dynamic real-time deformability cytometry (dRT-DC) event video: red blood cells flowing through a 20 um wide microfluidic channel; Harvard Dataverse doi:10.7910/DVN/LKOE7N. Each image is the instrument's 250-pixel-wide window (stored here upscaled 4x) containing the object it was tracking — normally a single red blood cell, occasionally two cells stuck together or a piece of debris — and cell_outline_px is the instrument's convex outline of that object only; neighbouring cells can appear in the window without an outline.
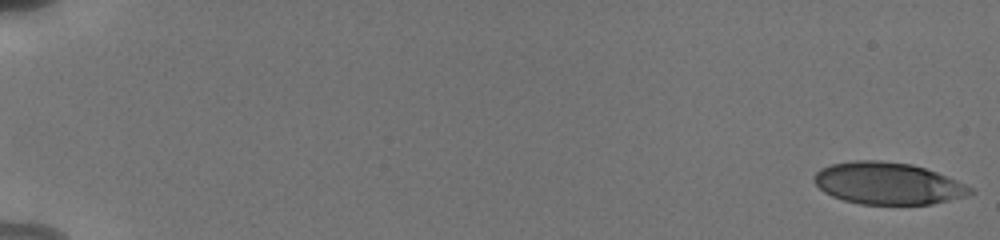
{"species": "human", "species_latin": "Homo sapiens", "temperature_condition": "cold", "stored_images_in_passage": 55, "camera_frame_rate_fps": 3000, "um_per_image_px": 0.085, "donor": {"sex": "male"}, "frame": {"image": 1, "passage_image": 1, "time_ms": 0.0, "image_size_px": [1000, 240], "cell_outline_px": [[976, 192], [964, 196], [932, 204], [860, 204], [844, 200], [832, 196], [824, 192], [812, 180], [812, 176], [820, 168], [832, 164], [852, 160], [880, 160], [912, 164], [936, 172], [956, 180], [972, 188]], "centroid_in_image_um": [75.43, 15.58], "position_along_channel_um": 9.6, "area_um2": 38.15}}
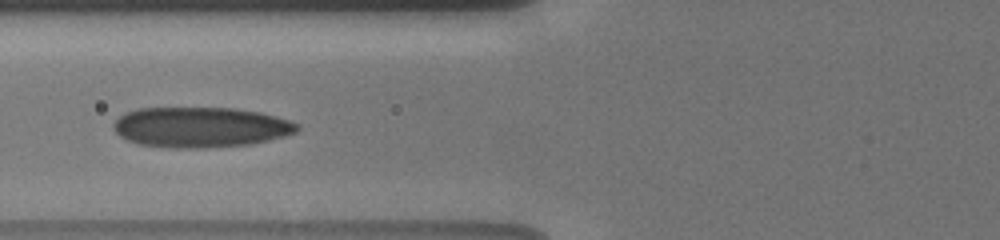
{"frame": {"image": 2, "passage_image": 24, "time_ms": 7.667, "image_size_px": [1000, 240], "cell_outline_px": [[300, 128], [296, 132], [284, 136], [252, 144], [204, 148], [172, 148], [136, 144], [120, 136], [112, 128], [112, 124], [124, 112], [136, 108], [236, 108], [260, 112], [292, 120], [300, 124]], "centroid_in_image_um": [17.05, 10.81], "position_along_channel_um": 108.7, "area_um2": 43.64}}
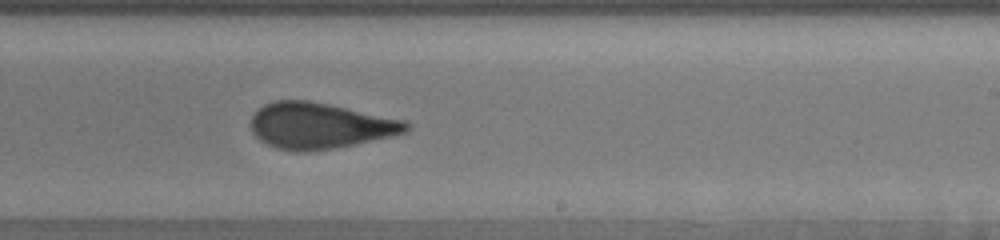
{"frame": {"image": 3, "passage_image": 36, "time_ms": 11.667, "image_size_px": [1000, 240], "cell_outline_px": [[412, 124], [404, 132], [392, 136], [336, 148], [308, 152], [296, 152], [276, 148], [260, 140], [252, 132], [252, 116], [264, 104], [272, 100], [308, 100], [328, 104], [404, 120]], "centroid_in_image_um": [27.16, 10.69], "position_along_channel_um": 261.8, "area_um2": 41.44}, "authors_computed_cell_mechanics": {"area_um2": 40.9224, "velocity_mm_per_s": 3.8283, "shape_relaxation_time_tau1_ms": 8.828, "shape_relaxation_time_tau2_ms": 1.3668, "deformation_change_tau1": 0.2311, "deformation_change_tau2": 0.1014}}